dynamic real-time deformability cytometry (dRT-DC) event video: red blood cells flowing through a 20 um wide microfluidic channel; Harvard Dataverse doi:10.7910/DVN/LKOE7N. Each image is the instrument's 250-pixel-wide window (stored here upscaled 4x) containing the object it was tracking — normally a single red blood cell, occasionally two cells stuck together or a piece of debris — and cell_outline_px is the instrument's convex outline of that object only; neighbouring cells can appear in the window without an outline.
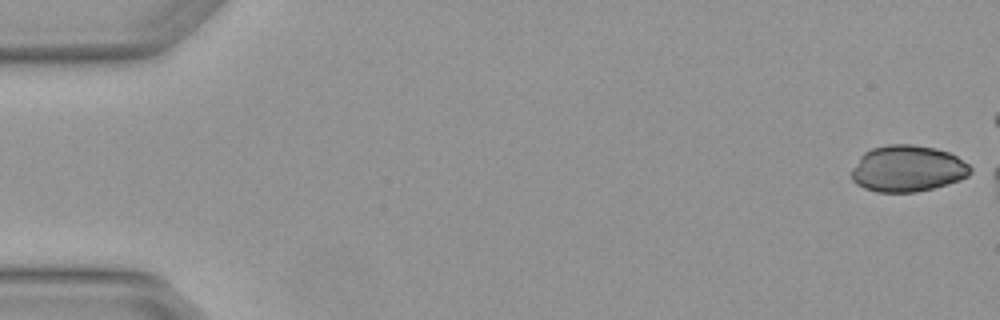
{"species": "Egyptian fruit bat (a non-hibernating species)", "species_latin": "Rousettus aegyptiacus", "temperature_condition": "warm", "stored_images_in_passage": 2, "camera_frame_rate_fps": 3000, "um_per_image_px": 0.085, "animal": {"sex": "female"}, "frame": {"image": 1, "passage_image": 1, "time_ms": 0.0, "image_size_px": [1000, 320], "cell_outline_px": [[976, 172], [960, 180], [948, 184], [916, 192], [876, 192], [864, 188], [856, 184], [852, 180], [852, 168], [860, 156], [864, 152], [872, 148], [888, 144], [912, 144], [936, 148], [948, 152], [956, 156], [968, 164]], "centroid_in_image_um": [77.16, 14.33], "position_along_channel_um": 7.8, "area_um2": 32.43}}